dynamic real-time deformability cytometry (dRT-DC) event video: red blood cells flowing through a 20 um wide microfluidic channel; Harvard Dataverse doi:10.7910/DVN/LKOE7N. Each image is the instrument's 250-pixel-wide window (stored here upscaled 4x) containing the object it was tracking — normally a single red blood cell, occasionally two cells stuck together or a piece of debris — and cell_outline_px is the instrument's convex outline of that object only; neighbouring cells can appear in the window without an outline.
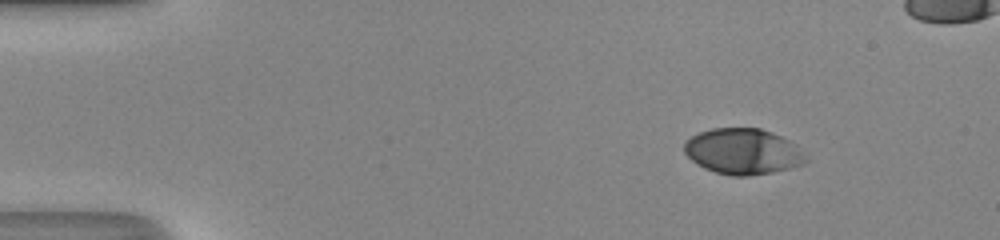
{"species": "human", "species_latin": "Homo sapiens", "temperature_condition": "room temperature", "stored_images_in_passage": 41, "camera_frame_rate_fps": 3000, "um_per_image_px": 0.085, "donor": {"sex": "male"}, "frame": {"image": 1, "passage_image": 1, "time_ms": 0.0, "image_size_px": [1000, 240], "cell_outline_px": [[808, 160], [804, 164], [792, 168], [772, 172], [748, 176], [732, 176], [716, 172], [704, 168], [696, 164], [684, 152], [684, 144], [692, 136], [700, 132], [712, 128], [760, 128], [772, 132], [796, 144]], "centroid_in_image_um": [63.16, 12.88], "position_along_channel_um": 21.8, "area_um2": 32.43}}
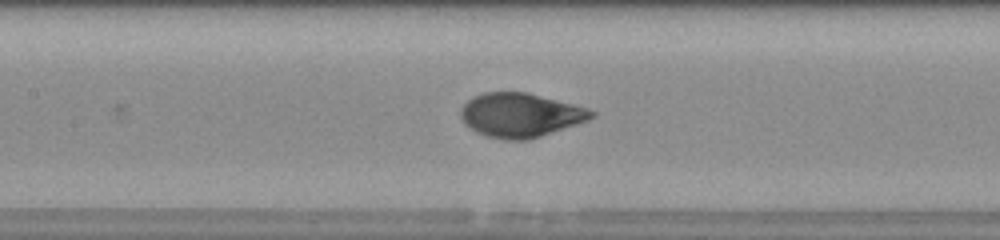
{"frame": {"image": 2, "passage_image": 18, "time_ms": 5.667, "image_size_px": [1000, 240], "cell_outline_px": [[596, 116], [588, 120], [528, 140], [504, 140], [488, 136], [476, 132], [464, 124], [460, 116], [460, 108], [468, 100], [484, 92], [524, 92], [588, 108], [596, 112]], "centroid_in_image_um": [44.21, 9.79], "position_along_channel_um": 163.2, "area_um2": 33.29}}
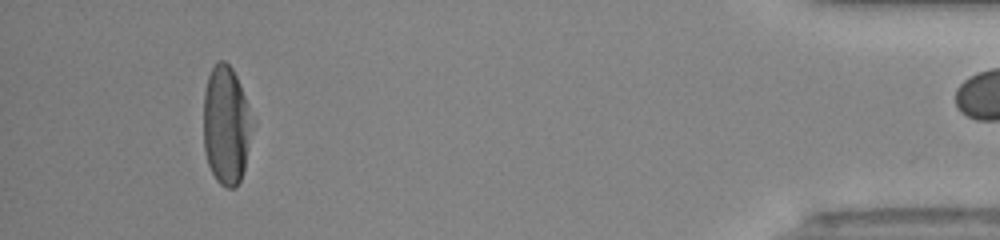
{"frame": {"image": 3, "passage_image": 40, "time_ms": 13.0, "image_size_px": [1000, 240], "cell_outline_px": [[248, 128], [244, 168], [240, 180], [232, 188], [228, 188], [220, 184], [216, 180], [208, 164], [204, 152], [204, 92], [208, 76], [216, 60], [224, 60], [232, 68], [240, 84], [244, 96], [248, 124]], "centroid_in_image_um": [19.12, 10.62], "position_along_channel_um": 416.1, "area_um2": 32.19}}